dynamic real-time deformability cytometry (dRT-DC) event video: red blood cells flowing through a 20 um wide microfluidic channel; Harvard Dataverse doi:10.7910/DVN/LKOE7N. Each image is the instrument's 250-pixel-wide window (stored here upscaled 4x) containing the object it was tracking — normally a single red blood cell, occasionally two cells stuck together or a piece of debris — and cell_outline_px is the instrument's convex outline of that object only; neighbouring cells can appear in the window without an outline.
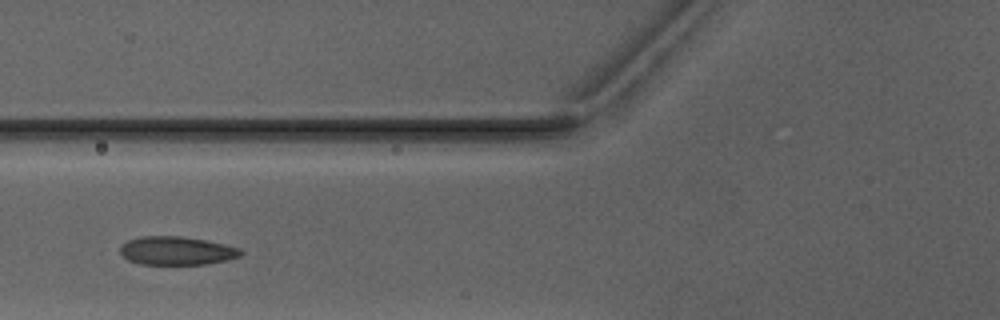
{"species": "Egyptian fruit bat (a non-hibernating species)", "species_latin": "Rousettus aegyptiacus", "temperature_condition": "warm", "stored_images_in_passage": 2, "camera_frame_rate_fps": 3000, "um_per_image_px": 0.085, "animal": {"sex": "male"}, "frame": {"image": 1, "passage_image": 2, "time_ms": 1.333, "image_size_px": [1000, 320], "cell_outline_px": [[244, 252], [240, 256], [228, 260], [208, 264], [140, 264], [128, 260], [120, 252], [120, 244], [128, 240], [140, 236], [180, 236], [204, 240], [224, 244], [240, 248]], "centroid_in_image_um": [15.01, 21.31], "position_along_channel_um": 110.8, "area_um2": 20.06}}